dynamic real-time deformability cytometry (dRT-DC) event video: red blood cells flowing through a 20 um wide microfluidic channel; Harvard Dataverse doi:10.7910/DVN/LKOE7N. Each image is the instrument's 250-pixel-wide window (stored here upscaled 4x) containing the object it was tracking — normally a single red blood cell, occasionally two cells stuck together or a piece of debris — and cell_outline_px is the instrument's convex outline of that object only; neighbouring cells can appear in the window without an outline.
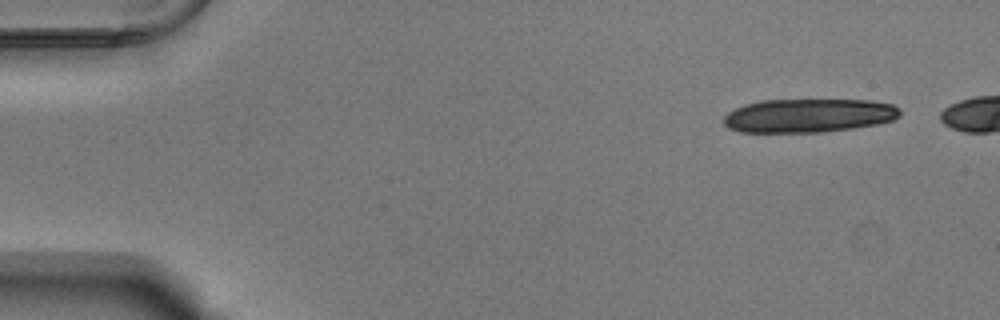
{"species": "Egyptian fruit bat (a non-hibernating species)", "species_latin": "Rousettus aegyptiacus", "temperature_condition": "warm", "stored_images_in_passage": 15, "camera_frame_rate_fps": 3000, "um_per_image_px": 0.085, "animal": {"sex": "male"}, "frame": {"image": 1, "passage_image": 1, "time_ms": 0.0, "image_size_px": [1000, 320], "cell_outline_px": [[900, 116], [892, 120], [880, 124], [824, 132], [740, 132], [728, 128], [724, 124], [724, 116], [728, 112], [744, 104], [764, 100], [872, 100], [892, 104], [900, 108]], "centroid_in_image_um": [68.75, 9.82], "position_along_channel_um": 16.2, "area_um2": 34.8}}